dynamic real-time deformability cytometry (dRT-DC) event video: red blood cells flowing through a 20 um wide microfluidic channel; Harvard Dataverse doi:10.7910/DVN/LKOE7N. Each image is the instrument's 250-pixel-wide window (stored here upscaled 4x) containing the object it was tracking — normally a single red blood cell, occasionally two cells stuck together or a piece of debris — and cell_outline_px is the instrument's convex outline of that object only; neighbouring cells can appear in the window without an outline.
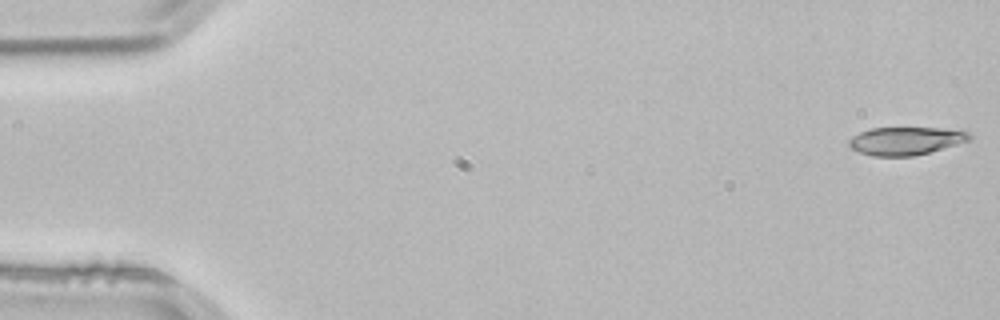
{"species": "common noctule bat (a hibernating species)", "species_latin": "Nyctalus noctula", "temperature_condition": "room temperature", "stored_images_in_passage": 53, "camera_frame_rate_fps": 3000, "um_per_image_px": 0.085, "animal": {"sex": "male", "body_mass_g": 21.5, "forearm_length_mm": 52.0}, "frame": {"image": 1, "passage_image": 1, "time_ms": 0.0, "image_size_px": [1000, 320], "cell_outline_px": [[972, 136], [968, 140], [956, 144], [928, 152], [912, 156], [872, 156], [860, 152], [852, 148], [848, 144], [848, 140], [852, 136], [868, 128], [940, 128], [968, 132]], "centroid_in_image_um": [76.92, 11.97], "position_along_channel_um": 8.1, "area_um2": 19.36}}
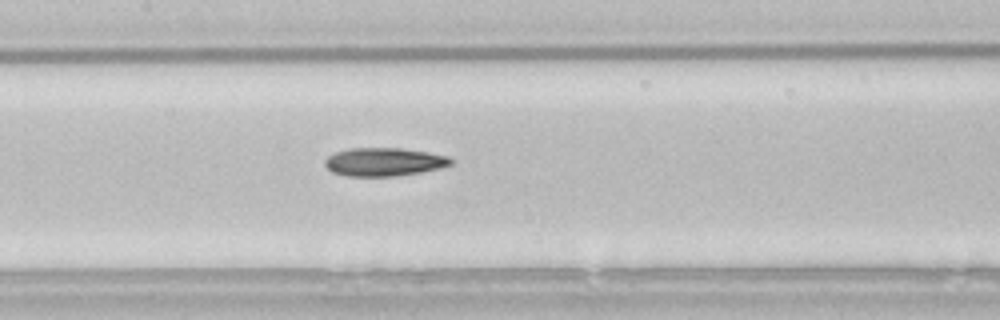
{"frame": {"image": 2, "passage_image": 25, "time_ms": 8.0, "image_size_px": [1000, 320], "cell_outline_px": [[456, 160], [452, 164], [440, 168], [420, 172], [396, 176], [348, 176], [332, 172], [324, 164], [324, 160], [328, 156], [336, 152], [348, 148], [400, 148], [428, 152], [448, 156]], "centroid_in_image_um": [32.66, 13.76], "position_along_channel_um": 174.7, "area_um2": 20.87}}
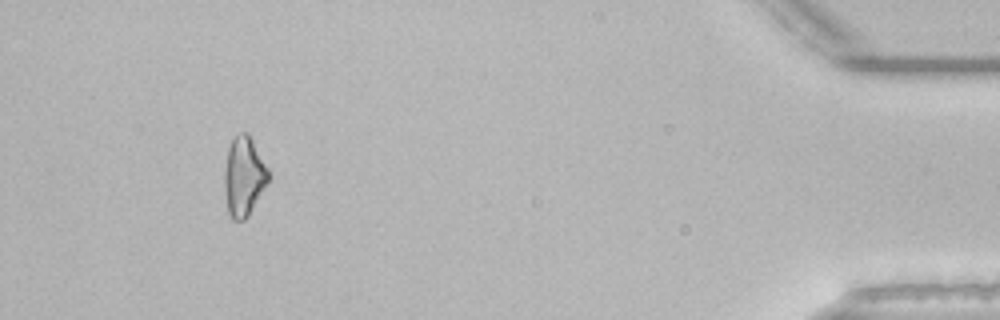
{"frame": {"image": 3, "passage_image": 49, "time_ms": 16.0, "image_size_px": [1000, 320], "cell_outline_px": [[268, 180], [264, 188], [248, 216], [244, 220], [232, 220], [228, 212], [224, 192], [224, 168], [228, 148], [232, 140], [240, 132], [248, 132], [268, 168]], "centroid_in_image_um": [20.7, 14.99], "position_along_channel_um": 414.5, "area_um2": 20.23}, "authors_computed_cell_mechanics": {"area_um2": 20.3456, "velocity_mm_per_s": 3.8587, "shape_relaxation_time_tau1_ms": 6.7155, "shape_relaxation_time_tau2_ms": 9.1714, "deformation_change_tau1": 0.1711, "deformation_change_tau2": 0.2295}}